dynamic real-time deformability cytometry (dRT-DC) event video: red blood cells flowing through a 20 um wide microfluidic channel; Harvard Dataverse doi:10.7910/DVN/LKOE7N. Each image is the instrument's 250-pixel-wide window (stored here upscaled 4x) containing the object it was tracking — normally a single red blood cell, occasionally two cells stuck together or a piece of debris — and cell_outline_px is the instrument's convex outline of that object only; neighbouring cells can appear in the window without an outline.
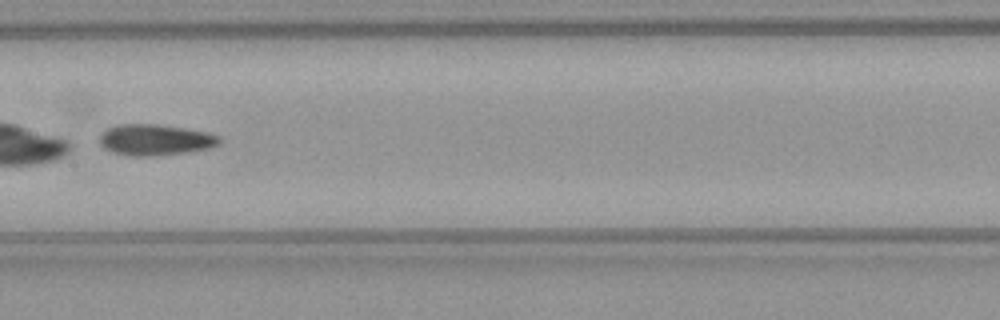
{"species": "common noctule bat (a hibernating species)", "species_latin": "Nyctalus noctula", "temperature_condition": "warm", "stored_images_in_passage": 46, "camera_frame_rate_fps": 3000, "um_per_image_px": 0.085, "animal": {"sex": "female", "body_mass_g": 21.9}, "frame": {"image": 1, "passage_image": 20, "time_ms": 6.333, "image_size_px": [1000, 320], "cell_outline_px": [[220, 144], [212, 148], [188, 152], [148, 156], [132, 156], [112, 152], [104, 148], [100, 144], [100, 136], [108, 128], [120, 124], [160, 124], [208, 132], [220, 136]], "centroid_in_image_um": [13.23, 11.88], "position_along_channel_um": 194.2, "area_um2": 21.73}, "authors_computed_cell_mechanics": {"area_um2": 21.964, "velocity_mm_per_s": 3.827, "shape_relaxation_time_tau1_ms": 5.9206, "shape_relaxation_time_tau2_ms": 3.173, "deformation_change_tau1": 0.1822, "deformation_change_tau2": 0.1065}}